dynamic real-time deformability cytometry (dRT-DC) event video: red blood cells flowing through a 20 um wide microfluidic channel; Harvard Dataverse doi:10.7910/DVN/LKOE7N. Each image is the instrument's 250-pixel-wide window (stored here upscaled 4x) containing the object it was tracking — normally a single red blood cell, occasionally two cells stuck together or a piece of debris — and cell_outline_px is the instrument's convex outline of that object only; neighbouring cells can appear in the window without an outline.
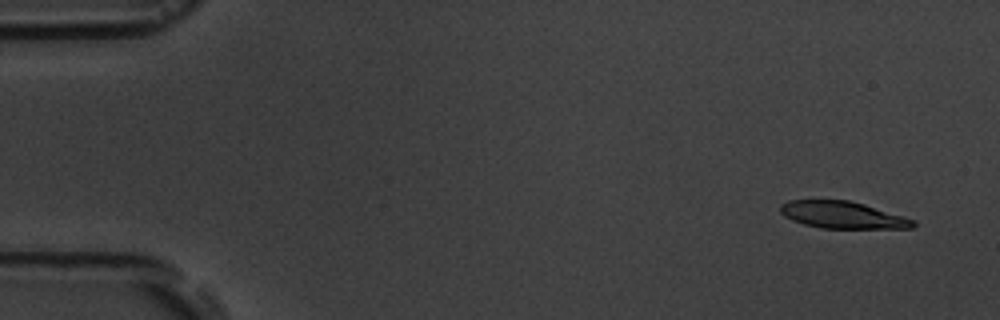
{"species": "common noctule bat (a hibernating species)", "species_latin": "Nyctalus noctula", "temperature_condition": "room temperature", "stored_images_in_passage": 6, "camera_frame_rate_fps": 3000, "um_per_image_px": 0.085, "animal": {"sex": "male", "body_mass_g": 19.5, "forearm_length_mm": 54.6}, "frame": {"image": 1, "passage_image": 1, "time_ms": 0.0, "image_size_px": [1000, 320], "cell_outline_px": [[916, 224], [912, 228], [820, 228], [804, 224], [792, 220], [784, 216], [780, 212], [780, 204], [788, 200], [848, 200], [864, 204], [904, 216], [916, 220]], "centroid_in_image_um": [71.61, 18.27], "position_along_channel_um": 13.4, "area_um2": 20.92}}
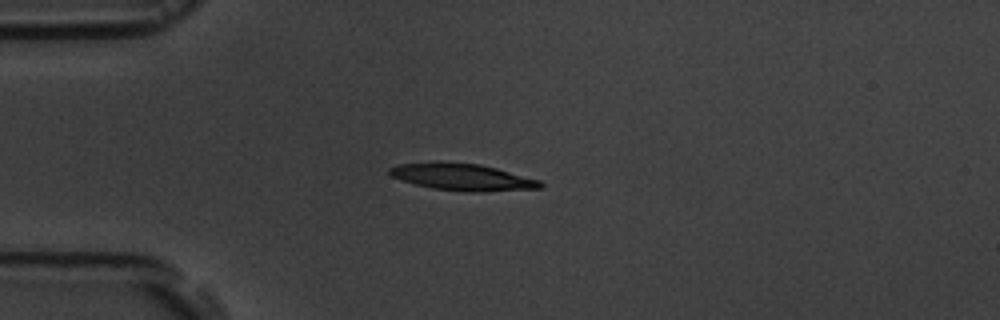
{"frame": {"image": 2, "passage_image": 4, "time_ms": 3.667, "image_size_px": [1000, 320], "cell_outline_px": [[544, 188], [484, 192], [468, 192], [432, 188], [400, 180], [392, 176], [388, 172], [388, 168], [396, 164], [480, 164], [496, 168], [540, 180], [544, 184]], "centroid_in_image_um": [39.38, 15.09], "position_along_channel_um": 45.6, "area_um2": 22.95}}
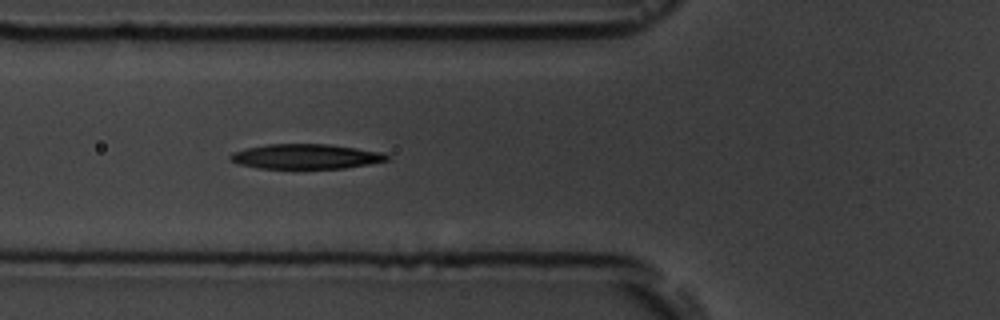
{"frame": {"image": 3, "passage_image": 6, "time_ms": 5.667, "image_size_px": [1000, 320], "cell_outline_px": [[388, 160], [368, 164], [344, 168], [260, 168], [240, 164], [228, 160], [228, 156], [232, 152], [248, 148], [268, 144], [328, 144], [356, 148], [380, 152], [388, 156]], "centroid_in_image_um": [25.95, 13.3], "position_along_channel_um": 99.9, "area_um2": 22.43}}